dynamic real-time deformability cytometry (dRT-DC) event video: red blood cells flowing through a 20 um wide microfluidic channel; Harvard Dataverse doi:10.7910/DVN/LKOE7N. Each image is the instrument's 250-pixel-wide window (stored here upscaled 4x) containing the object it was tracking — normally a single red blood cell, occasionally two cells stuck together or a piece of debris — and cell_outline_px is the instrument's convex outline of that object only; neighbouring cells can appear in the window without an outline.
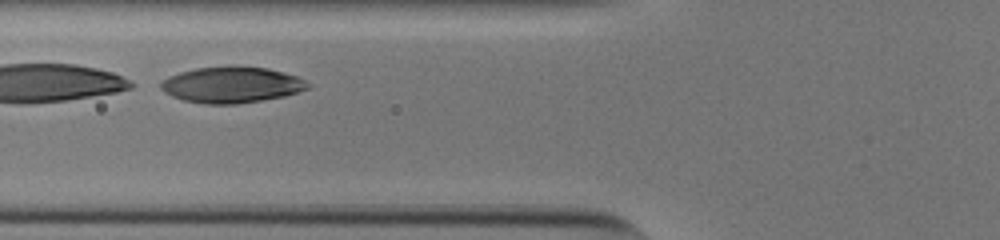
{"species": "human", "species_latin": "Homo sapiens", "temperature_condition": "cold", "stored_images_in_passage": 31, "segment_of_instrument_passage": [2, 2], "camera_frame_rate_fps": 3000, "um_per_image_px": 0.085, "donor": {"sex": "male"}, "frame": {"image": 1, "passage_image": 9, "time_ms": 2.667, "image_size_px": [1000, 240], "cell_outline_px": [[312, 84], [308, 88], [284, 96], [236, 104], [204, 104], [184, 100], [172, 96], [164, 92], [160, 88], [160, 84], [168, 76], [180, 72], [196, 68], [268, 68], [284, 72], [296, 76]], "centroid_in_image_um": [19.67, 7.23], "position_along_channel_um": 106.1, "area_um2": 30.17}}
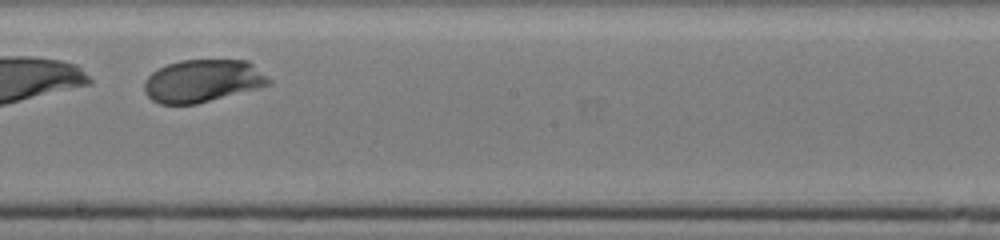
{"frame": {"image": 2, "passage_image": 19, "time_ms": 6.0, "image_size_px": [1000, 240], "cell_outline_px": [[272, 84], [260, 88], [196, 104], [160, 104], [152, 100], [144, 92], [144, 80], [152, 72], [168, 64], [180, 60], [248, 60], [272, 80]], "centroid_in_image_um": [17.24, 6.88], "position_along_channel_um": 231.0, "area_um2": 31.1}}
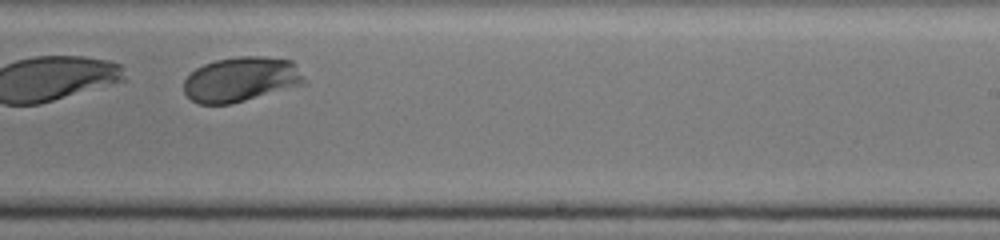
{"frame": {"image": 3, "passage_image": 22, "time_ms": 7.0, "image_size_px": [1000, 240], "cell_outline_px": [[308, 84], [232, 104], [196, 104], [184, 92], [184, 80], [196, 68], [204, 64], [216, 60], [236, 56], [264, 56], [292, 60], [296, 64], [308, 80]], "centroid_in_image_um": [20.56, 6.75], "position_along_channel_um": 268.4, "area_um2": 32.08}}